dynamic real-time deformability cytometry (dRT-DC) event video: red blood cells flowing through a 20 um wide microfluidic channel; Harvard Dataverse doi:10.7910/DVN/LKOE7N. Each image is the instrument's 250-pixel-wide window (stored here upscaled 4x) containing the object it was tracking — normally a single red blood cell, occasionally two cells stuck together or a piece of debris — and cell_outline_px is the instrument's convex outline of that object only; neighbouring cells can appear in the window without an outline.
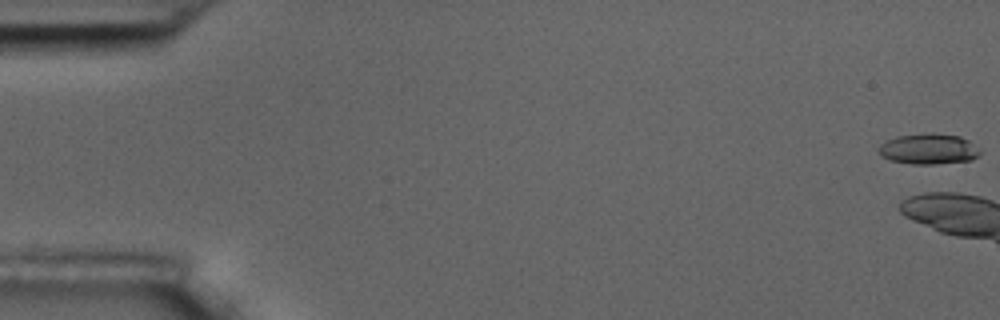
{"species": "common noctule bat (a hibernating species)", "species_latin": "Nyctalus noctula", "temperature_condition": "room temperature", "stored_images_in_passage": 7, "camera_frame_rate_fps": 3000, "um_per_image_px": 0.085, "animal": {"sex": "male", "body_mass_g": 17.5, "forearm_length_mm": 52.3}, "frame": {"image": 1, "passage_image": 1, "time_ms": 0.0, "image_size_px": [1000, 320], "cell_outline_px": [[980, 152], [972, 160], [936, 164], [912, 164], [888, 160], [880, 156], [880, 144], [896, 136], [932, 132], [960, 136], [968, 140]], "centroid_in_image_um": [78.9, 12.66], "position_along_channel_um": 6.1, "area_um2": 18.03}}